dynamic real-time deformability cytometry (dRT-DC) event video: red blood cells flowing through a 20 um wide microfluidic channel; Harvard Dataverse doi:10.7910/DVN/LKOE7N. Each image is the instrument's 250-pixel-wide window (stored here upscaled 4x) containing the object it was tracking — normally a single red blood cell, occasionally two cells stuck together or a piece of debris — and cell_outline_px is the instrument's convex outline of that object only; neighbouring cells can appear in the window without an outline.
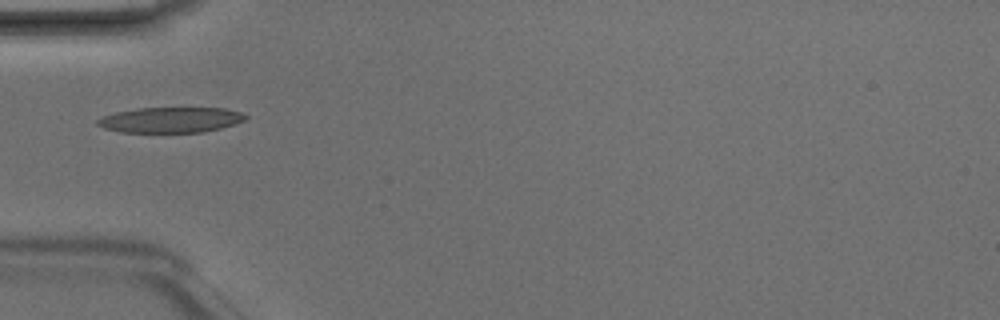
{"species": "Egyptian fruit bat (a non-hibernating species)", "species_latin": "Rousettus aegyptiacus", "temperature_condition": "room temperature", "stored_images_in_passage": 4, "camera_frame_rate_fps": 3000, "um_per_image_px": 0.085, "animal": {"sex": "male"}, "frame": {"image": 1, "passage_image": 4, "time_ms": 1.0, "image_size_px": [1000, 320], "cell_outline_px": [[248, 116], [244, 120], [220, 128], [204, 132], [120, 132], [104, 128], [96, 124], [96, 120], [100, 116], [116, 112], [136, 108], [224, 108], [240, 112]], "centroid_in_image_um": [14.44, 10.19], "position_along_channel_um": 70.6, "area_um2": 21.91}}